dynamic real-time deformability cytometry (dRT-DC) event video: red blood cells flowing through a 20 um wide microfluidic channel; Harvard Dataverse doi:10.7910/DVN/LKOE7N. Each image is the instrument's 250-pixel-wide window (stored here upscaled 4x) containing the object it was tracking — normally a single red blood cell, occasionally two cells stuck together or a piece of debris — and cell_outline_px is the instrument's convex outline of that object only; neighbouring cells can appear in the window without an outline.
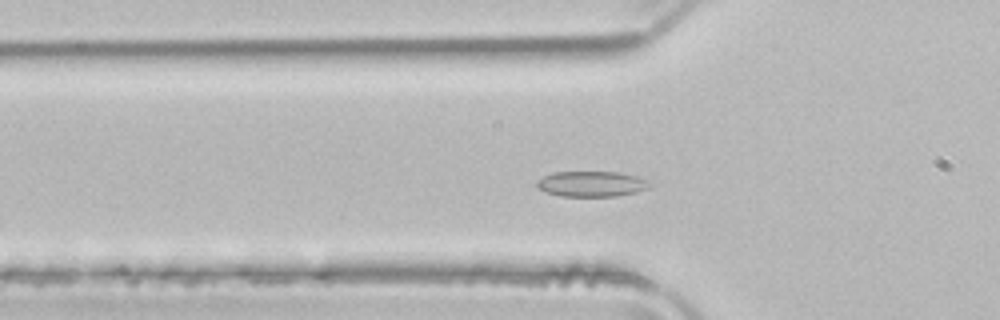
{"species": "common noctule bat (a hibernating species)", "species_latin": "Nyctalus noctula", "temperature_condition": "room temperature", "stored_images_in_passage": 49, "camera_frame_rate_fps": 3000, "um_per_image_px": 0.085, "animal": {"sex": "male", "body_mass_g": 21.5, "forearm_length_mm": 52.0}, "frame": {"image": 1, "passage_image": 14, "time_ms": 4.333, "image_size_px": [1000, 320], "cell_outline_px": [[652, 184], [648, 188], [636, 192], [616, 196], [560, 196], [544, 192], [536, 184], [536, 180], [552, 172], [620, 172], [636, 176], [648, 180]], "centroid_in_image_um": [50.28, 15.63], "position_along_channel_um": 75.5, "area_um2": 16.82}}
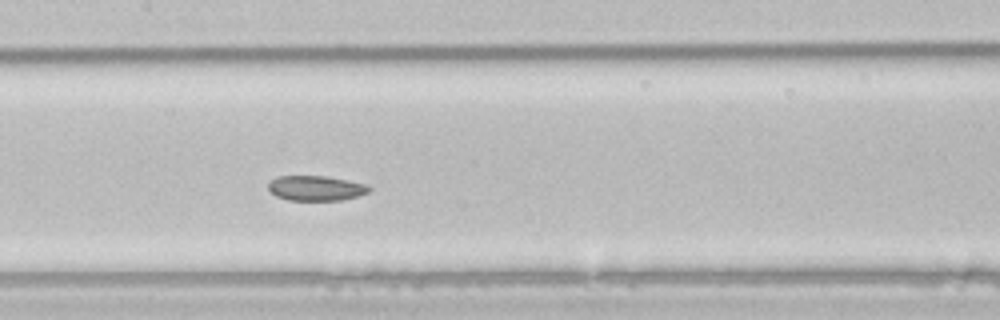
{"frame": {"image": 2, "passage_image": 22, "time_ms": 7.0, "image_size_px": [1000, 320], "cell_outline_px": [[372, 188], [368, 192], [356, 196], [340, 200], [288, 200], [276, 196], [268, 188], [268, 184], [276, 176], [324, 176], [364, 184]], "centroid_in_image_um": [26.81, 15.99], "position_along_channel_um": 180.6, "area_um2": 14.39}}
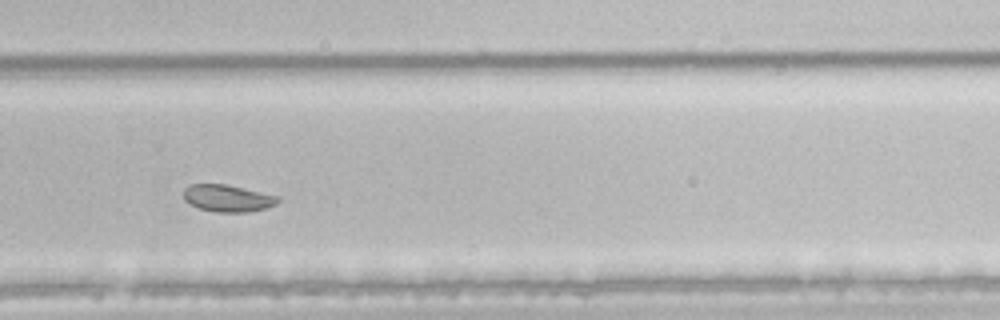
{"frame": {"image": 3, "passage_image": 32, "time_ms": 10.333, "image_size_px": [1000, 320], "cell_outline_px": [[280, 200], [276, 204], [264, 208], [248, 212], [216, 212], [200, 208], [184, 200], [184, 188], [188, 184], [228, 184], [280, 196]], "centroid_in_image_um": [19.37, 16.83], "position_along_channel_um": 310.4, "area_um2": 14.91}, "authors_computed_cell_mechanics": {"area_um2": 18.0336, "velocity_mm_per_s": 3.9173, "shape_relaxation_time_tau1_ms": 5.2477, "shape_relaxation_time_tau2_ms": 2.3084, "deformation_change_tau1": 0.0867, "deformation_change_tau2": 0.0538}}